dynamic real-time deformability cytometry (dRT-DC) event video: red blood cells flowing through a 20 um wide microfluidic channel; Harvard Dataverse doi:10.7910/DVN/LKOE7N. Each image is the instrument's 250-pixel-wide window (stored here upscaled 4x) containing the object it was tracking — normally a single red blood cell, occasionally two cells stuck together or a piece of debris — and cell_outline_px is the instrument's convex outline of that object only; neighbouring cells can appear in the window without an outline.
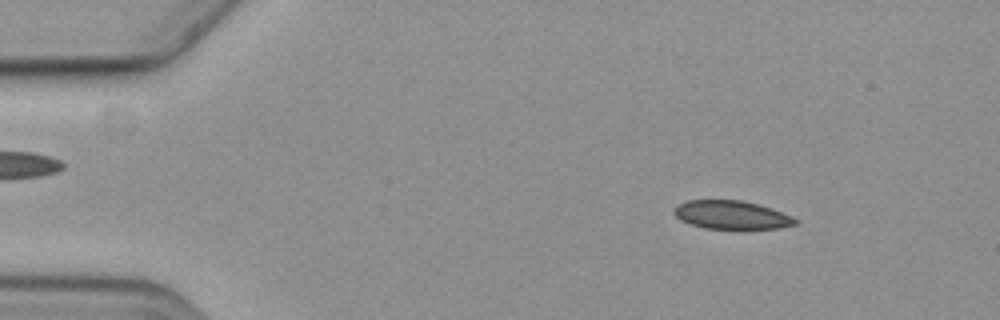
{"species": "common noctule bat (a hibernating species)", "species_latin": "Nyctalus noctula", "temperature_condition": "cold", "stored_images_in_passage": 8, "camera_frame_rate_fps": 3000, "um_per_image_px": 0.085, "animal": {"sex": "female", "body_mass_g": 19.3, "forearm_length_mm": 54.1}, "frame": {"image": 1, "passage_image": 2, "time_ms": 1.333, "image_size_px": [1000, 320], "cell_outline_px": [[800, 224], [780, 228], [744, 232], [732, 232], [704, 228], [688, 224], [680, 220], [672, 212], [680, 204], [688, 200], [740, 200], [772, 208], [792, 216], [800, 220]], "centroid_in_image_um": [62.26, 18.35], "position_along_channel_um": 22.7, "area_um2": 21.33}}
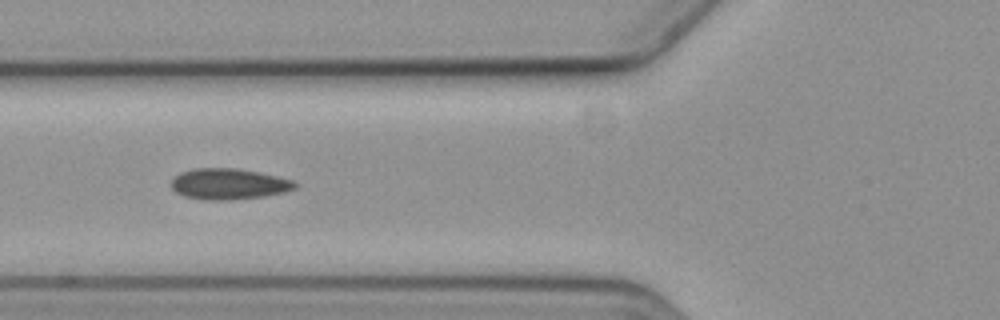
{"frame": {"image": 2, "passage_image": 6, "time_ms": 6.0, "image_size_px": [1000, 320], "cell_outline_px": [[296, 188], [284, 192], [264, 196], [228, 200], [204, 200], [184, 196], [176, 192], [172, 188], [172, 176], [180, 172], [192, 168], [236, 168], [276, 176], [292, 180], [296, 184]], "centroid_in_image_um": [19.39, 15.63], "position_along_channel_um": 106.4, "area_um2": 22.25}}
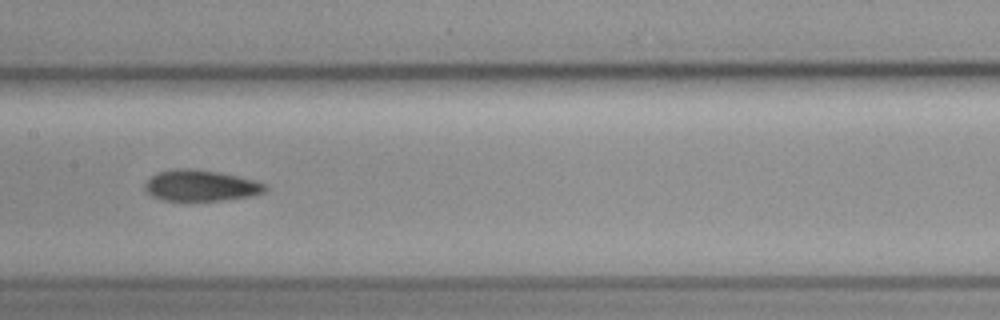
{"frame": {"image": 3, "passage_image": 8, "time_ms": 8.333, "image_size_px": [1000, 320], "cell_outline_px": [[268, 188], [264, 192], [252, 196], [224, 200], [160, 200], [152, 196], [144, 188], [144, 184], [156, 172], [176, 168], [192, 168], [216, 172], [236, 176], [252, 180], [264, 184]], "centroid_in_image_um": [17.03, 15.77], "position_along_channel_um": 190.4, "area_um2": 21.62}}